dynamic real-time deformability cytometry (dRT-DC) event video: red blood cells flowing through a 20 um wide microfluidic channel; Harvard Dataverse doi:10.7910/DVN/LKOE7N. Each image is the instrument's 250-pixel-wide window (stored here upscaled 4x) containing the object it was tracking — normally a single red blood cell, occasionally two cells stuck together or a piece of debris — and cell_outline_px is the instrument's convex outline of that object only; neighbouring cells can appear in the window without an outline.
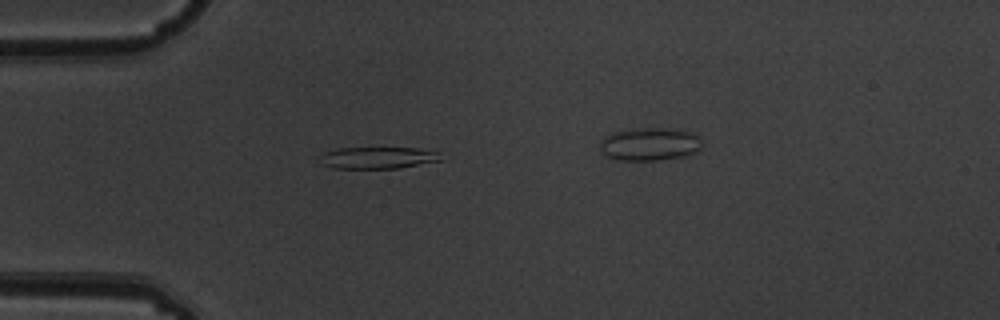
{"species": "common noctule bat (a hibernating species)", "species_latin": "Nyctalus noctula", "temperature_condition": "warm", "stored_images_in_passage": 6, "camera_frame_rate_fps": 3000, "um_per_image_px": 0.085, "animal": {"sex": "male", "body_mass_g": 19.5, "forearm_length_mm": 54.6}, "frame": {"image": 1, "passage_image": 6, "time_ms": 1.667, "image_size_px": [1000, 320], "cell_outline_px": [[444, 160], [400, 168], [332, 168], [320, 164], [316, 160], [324, 152], [336, 148], [420, 148], [440, 152]], "centroid_in_image_um": [32.11, 13.41], "position_along_channel_um": 52.9, "area_um2": 15.72}}